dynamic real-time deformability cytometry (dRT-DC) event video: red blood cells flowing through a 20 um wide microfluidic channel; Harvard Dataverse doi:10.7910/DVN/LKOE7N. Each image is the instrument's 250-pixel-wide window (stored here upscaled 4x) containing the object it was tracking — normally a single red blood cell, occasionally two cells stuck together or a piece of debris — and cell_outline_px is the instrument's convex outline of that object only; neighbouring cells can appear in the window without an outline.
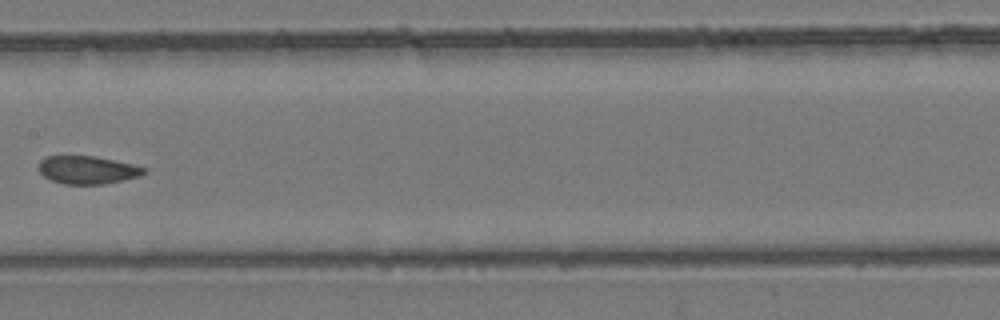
{"species": "common noctule bat (a hibernating species)", "species_latin": "Nyctalus noctula", "temperature_condition": "room temperature", "stored_images_in_passage": 10, "camera_frame_rate_fps": 3000, "um_per_image_px": 0.085, "animal": {"sex": "female", "body_mass_g": 24.6, "forearm_length_mm": 56.2}, "frame": {"image": 1, "passage_image": 9, "time_ms": 9.333, "image_size_px": [1000, 320], "cell_outline_px": [[144, 172], [140, 176], [124, 180], [104, 184], [64, 184], [52, 180], [44, 176], [40, 172], [40, 160], [44, 156], [92, 156], [132, 164], [144, 168]], "centroid_in_image_um": [7.41, 14.45], "position_along_channel_um": 200.0, "area_um2": 16.88}}
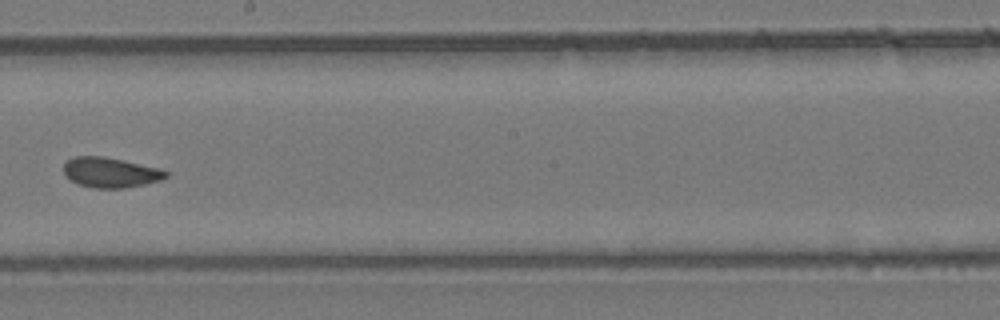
{"frame": {"image": 2, "passage_image": 10, "time_ms": 10.333, "image_size_px": [1000, 320], "cell_outline_px": [[168, 176], [160, 180], [144, 184], [124, 188], [92, 188], [76, 184], [64, 176], [64, 164], [68, 160], [76, 156], [104, 156], [160, 168], [168, 172]], "centroid_in_image_um": [9.36, 14.66], "position_along_channel_um": 238.8, "area_um2": 18.03}}